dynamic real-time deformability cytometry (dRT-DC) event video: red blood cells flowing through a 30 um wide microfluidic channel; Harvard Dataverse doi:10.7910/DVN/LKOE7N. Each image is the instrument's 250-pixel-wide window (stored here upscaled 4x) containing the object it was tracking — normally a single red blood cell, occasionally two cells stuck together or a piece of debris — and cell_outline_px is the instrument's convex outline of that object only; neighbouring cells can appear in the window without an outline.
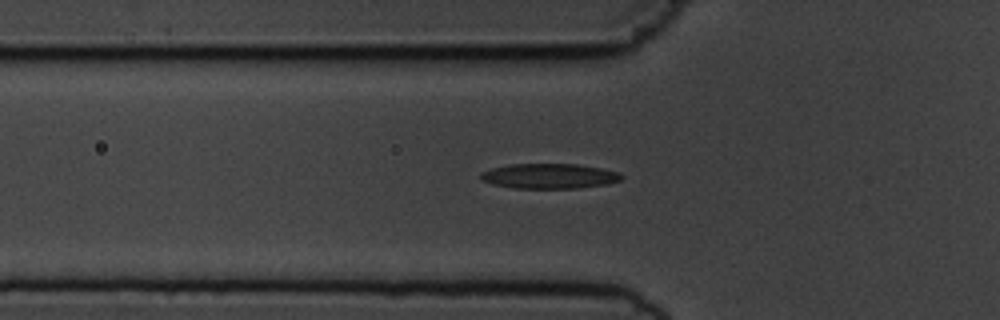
{"species": "common noctule bat (a hibernating species)", "species_latin": "Nyctalus noctula", "temperature_condition": "cold", "stored_images_in_passage": 52, "camera_frame_rate_fps": 3000, "um_per_image_px": 0.085, "animal": {"sex": "male", "body_mass_g": 19.5, "forearm_length_mm": 54.6}, "frame": {"image": 1, "passage_image": 18, "time_ms": 5.667, "image_size_px": [1000, 320], "cell_outline_px": [[624, 176], [620, 180], [608, 184], [576, 188], [512, 188], [492, 184], [480, 180], [480, 172], [492, 168], [508, 164], [576, 164], [600, 168], [620, 172]], "centroid_in_image_um": [46.67, 14.97], "position_along_channel_um": 79.1, "area_um2": 20.63}}
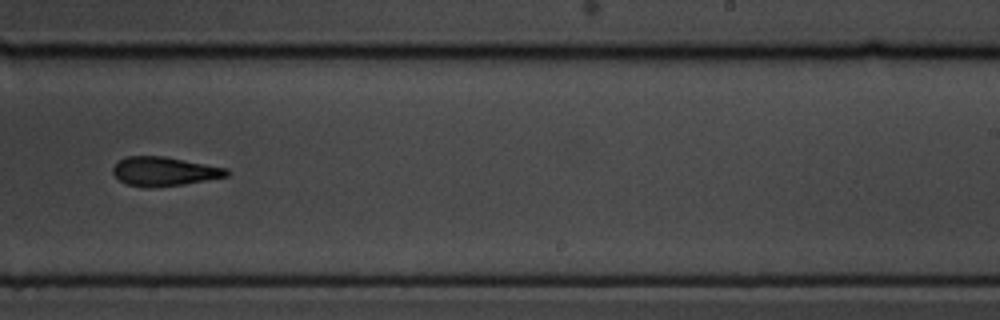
{"frame": {"image": 2, "passage_image": 34, "time_ms": 11.0, "image_size_px": [1000, 320], "cell_outline_px": [[232, 172], [228, 176], [184, 184], [152, 188], [148, 188], [128, 184], [120, 180], [112, 172], [112, 168], [124, 156], [164, 156], [228, 168]], "centroid_in_image_um": [13.99, 14.57], "position_along_channel_um": 275.0, "area_um2": 19.31}}
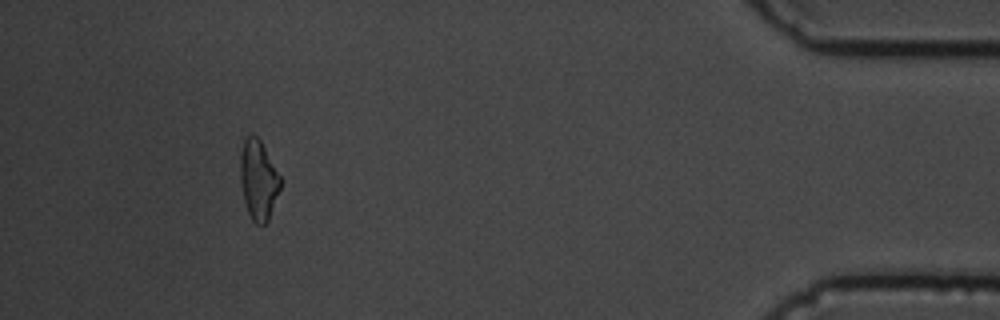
{"frame": {"image": 3, "passage_image": 50, "time_ms": 16.333, "image_size_px": [1000, 320], "cell_outline_px": [[280, 188], [268, 220], [264, 224], [256, 224], [252, 220], [248, 212], [244, 200], [240, 180], [240, 152], [244, 140], [252, 132], [260, 140], [280, 176]], "centroid_in_image_um": [21.94, 15.27], "position_along_channel_um": 413.3, "area_um2": 18.38}}